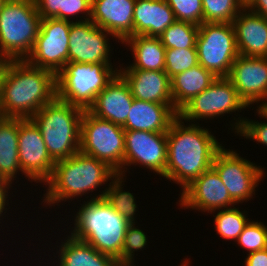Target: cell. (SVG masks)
<instances>
[{
    "instance_id": "1",
    "label": "cell",
    "mask_w": 267,
    "mask_h": 266,
    "mask_svg": "<svg viewBox=\"0 0 267 266\" xmlns=\"http://www.w3.org/2000/svg\"><path fill=\"white\" fill-rule=\"evenodd\" d=\"M223 147L209 128L184 123L177 116L167 131V165L163 178L179 184L181 192L212 167L216 153Z\"/></svg>"
},
{
    "instance_id": "2",
    "label": "cell",
    "mask_w": 267,
    "mask_h": 266,
    "mask_svg": "<svg viewBox=\"0 0 267 266\" xmlns=\"http://www.w3.org/2000/svg\"><path fill=\"white\" fill-rule=\"evenodd\" d=\"M56 97L55 73L26 60H10L0 98V116L30 119Z\"/></svg>"
},
{
    "instance_id": "3",
    "label": "cell",
    "mask_w": 267,
    "mask_h": 266,
    "mask_svg": "<svg viewBox=\"0 0 267 266\" xmlns=\"http://www.w3.org/2000/svg\"><path fill=\"white\" fill-rule=\"evenodd\" d=\"M117 173L106 163L77 152L71 157L55 162L52 176L45 183L46 193L41 200L46 207L67 200L78 199L107 185ZM106 182V183H105Z\"/></svg>"
},
{
    "instance_id": "4",
    "label": "cell",
    "mask_w": 267,
    "mask_h": 266,
    "mask_svg": "<svg viewBox=\"0 0 267 266\" xmlns=\"http://www.w3.org/2000/svg\"><path fill=\"white\" fill-rule=\"evenodd\" d=\"M80 205L70 235L113 257L119 264L122 261L126 229L130 223L104 198L88 199Z\"/></svg>"
},
{
    "instance_id": "5",
    "label": "cell",
    "mask_w": 267,
    "mask_h": 266,
    "mask_svg": "<svg viewBox=\"0 0 267 266\" xmlns=\"http://www.w3.org/2000/svg\"><path fill=\"white\" fill-rule=\"evenodd\" d=\"M83 112V109L56 97L30 118L40 129L54 162L79 152Z\"/></svg>"
},
{
    "instance_id": "6",
    "label": "cell",
    "mask_w": 267,
    "mask_h": 266,
    "mask_svg": "<svg viewBox=\"0 0 267 266\" xmlns=\"http://www.w3.org/2000/svg\"><path fill=\"white\" fill-rule=\"evenodd\" d=\"M41 20L34 0H7L0 11V57L26 60L35 45Z\"/></svg>"
},
{
    "instance_id": "7",
    "label": "cell",
    "mask_w": 267,
    "mask_h": 266,
    "mask_svg": "<svg viewBox=\"0 0 267 266\" xmlns=\"http://www.w3.org/2000/svg\"><path fill=\"white\" fill-rule=\"evenodd\" d=\"M112 65L68 62L56 75L57 98L88 110L97 95L118 73L120 65Z\"/></svg>"
},
{
    "instance_id": "8",
    "label": "cell",
    "mask_w": 267,
    "mask_h": 266,
    "mask_svg": "<svg viewBox=\"0 0 267 266\" xmlns=\"http://www.w3.org/2000/svg\"><path fill=\"white\" fill-rule=\"evenodd\" d=\"M79 151L106 163L121 175L125 154V130L84 110Z\"/></svg>"
},
{
    "instance_id": "9",
    "label": "cell",
    "mask_w": 267,
    "mask_h": 266,
    "mask_svg": "<svg viewBox=\"0 0 267 266\" xmlns=\"http://www.w3.org/2000/svg\"><path fill=\"white\" fill-rule=\"evenodd\" d=\"M198 61L215 77H228L239 55L232 23L203 22L196 39Z\"/></svg>"
},
{
    "instance_id": "10",
    "label": "cell",
    "mask_w": 267,
    "mask_h": 266,
    "mask_svg": "<svg viewBox=\"0 0 267 266\" xmlns=\"http://www.w3.org/2000/svg\"><path fill=\"white\" fill-rule=\"evenodd\" d=\"M247 107L232 82L227 77H218L208 88L187 102L178 111V116L185 123H195L201 119L203 122L223 117L224 114L236 115Z\"/></svg>"
},
{
    "instance_id": "11",
    "label": "cell",
    "mask_w": 267,
    "mask_h": 266,
    "mask_svg": "<svg viewBox=\"0 0 267 266\" xmlns=\"http://www.w3.org/2000/svg\"><path fill=\"white\" fill-rule=\"evenodd\" d=\"M224 146L216 153L212 167L219 174L231 199L239 203L253 200L256 188L265 175V169Z\"/></svg>"
},
{
    "instance_id": "12",
    "label": "cell",
    "mask_w": 267,
    "mask_h": 266,
    "mask_svg": "<svg viewBox=\"0 0 267 266\" xmlns=\"http://www.w3.org/2000/svg\"><path fill=\"white\" fill-rule=\"evenodd\" d=\"M70 27L71 22L66 20L42 19L35 45L26 61L57 75L68 63Z\"/></svg>"
},
{
    "instance_id": "13",
    "label": "cell",
    "mask_w": 267,
    "mask_h": 266,
    "mask_svg": "<svg viewBox=\"0 0 267 266\" xmlns=\"http://www.w3.org/2000/svg\"><path fill=\"white\" fill-rule=\"evenodd\" d=\"M167 155V132L125 131V154L121 175L125 176L131 165H139L163 177Z\"/></svg>"
},
{
    "instance_id": "14",
    "label": "cell",
    "mask_w": 267,
    "mask_h": 266,
    "mask_svg": "<svg viewBox=\"0 0 267 266\" xmlns=\"http://www.w3.org/2000/svg\"><path fill=\"white\" fill-rule=\"evenodd\" d=\"M18 153L25 179L37 184L50 179L55 162L47 152L40 129L31 119L19 118Z\"/></svg>"
},
{
    "instance_id": "15",
    "label": "cell",
    "mask_w": 267,
    "mask_h": 266,
    "mask_svg": "<svg viewBox=\"0 0 267 266\" xmlns=\"http://www.w3.org/2000/svg\"><path fill=\"white\" fill-rule=\"evenodd\" d=\"M108 31L99 28L91 20L71 22L69 32L68 62L112 64Z\"/></svg>"
},
{
    "instance_id": "16",
    "label": "cell",
    "mask_w": 267,
    "mask_h": 266,
    "mask_svg": "<svg viewBox=\"0 0 267 266\" xmlns=\"http://www.w3.org/2000/svg\"><path fill=\"white\" fill-rule=\"evenodd\" d=\"M179 196L178 206L181 209L207 212V215L213 212V216L216 210L237 205L213 167L196 178Z\"/></svg>"
},
{
    "instance_id": "17",
    "label": "cell",
    "mask_w": 267,
    "mask_h": 266,
    "mask_svg": "<svg viewBox=\"0 0 267 266\" xmlns=\"http://www.w3.org/2000/svg\"><path fill=\"white\" fill-rule=\"evenodd\" d=\"M249 107L267 98V57L238 55L227 77Z\"/></svg>"
},
{
    "instance_id": "18",
    "label": "cell",
    "mask_w": 267,
    "mask_h": 266,
    "mask_svg": "<svg viewBox=\"0 0 267 266\" xmlns=\"http://www.w3.org/2000/svg\"><path fill=\"white\" fill-rule=\"evenodd\" d=\"M135 3L136 0H92L90 20L122 44L128 37L133 36Z\"/></svg>"
},
{
    "instance_id": "19",
    "label": "cell",
    "mask_w": 267,
    "mask_h": 266,
    "mask_svg": "<svg viewBox=\"0 0 267 266\" xmlns=\"http://www.w3.org/2000/svg\"><path fill=\"white\" fill-rule=\"evenodd\" d=\"M133 99L128 83L117 73L97 95L88 111L100 119L111 121L123 127Z\"/></svg>"
},
{
    "instance_id": "20",
    "label": "cell",
    "mask_w": 267,
    "mask_h": 266,
    "mask_svg": "<svg viewBox=\"0 0 267 266\" xmlns=\"http://www.w3.org/2000/svg\"><path fill=\"white\" fill-rule=\"evenodd\" d=\"M232 24L239 55L267 57V18L244 7Z\"/></svg>"
},
{
    "instance_id": "21",
    "label": "cell",
    "mask_w": 267,
    "mask_h": 266,
    "mask_svg": "<svg viewBox=\"0 0 267 266\" xmlns=\"http://www.w3.org/2000/svg\"><path fill=\"white\" fill-rule=\"evenodd\" d=\"M128 83L132 96L141 101L173 104L171 78L165 71L118 70Z\"/></svg>"
},
{
    "instance_id": "22",
    "label": "cell",
    "mask_w": 267,
    "mask_h": 266,
    "mask_svg": "<svg viewBox=\"0 0 267 266\" xmlns=\"http://www.w3.org/2000/svg\"><path fill=\"white\" fill-rule=\"evenodd\" d=\"M178 116L173 104L133 99L125 125V131L167 132Z\"/></svg>"
},
{
    "instance_id": "23",
    "label": "cell",
    "mask_w": 267,
    "mask_h": 266,
    "mask_svg": "<svg viewBox=\"0 0 267 266\" xmlns=\"http://www.w3.org/2000/svg\"><path fill=\"white\" fill-rule=\"evenodd\" d=\"M176 21L165 0H136L133 14V35L159 37Z\"/></svg>"
},
{
    "instance_id": "24",
    "label": "cell",
    "mask_w": 267,
    "mask_h": 266,
    "mask_svg": "<svg viewBox=\"0 0 267 266\" xmlns=\"http://www.w3.org/2000/svg\"><path fill=\"white\" fill-rule=\"evenodd\" d=\"M132 50L134 58L132 64L123 67V63L118 70H147L164 71L166 48L162 45L159 37L133 35L128 37L122 45Z\"/></svg>"
},
{
    "instance_id": "25",
    "label": "cell",
    "mask_w": 267,
    "mask_h": 266,
    "mask_svg": "<svg viewBox=\"0 0 267 266\" xmlns=\"http://www.w3.org/2000/svg\"><path fill=\"white\" fill-rule=\"evenodd\" d=\"M64 242L57 247L55 258L58 257L56 266H119L118 262L111 256L103 254L84 241L66 235ZM58 251V252H57Z\"/></svg>"
},
{
    "instance_id": "26",
    "label": "cell",
    "mask_w": 267,
    "mask_h": 266,
    "mask_svg": "<svg viewBox=\"0 0 267 266\" xmlns=\"http://www.w3.org/2000/svg\"><path fill=\"white\" fill-rule=\"evenodd\" d=\"M216 78L200 64L173 76L171 95L175 110L178 112L187 102L208 88Z\"/></svg>"
},
{
    "instance_id": "27",
    "label": "cell",
    "mask_w": 267,
    "mask_h": 266,
    "mask_svg": "<svg viewBox=\"0 0 267 266\" xmlns=\"http://www.w3.org/2000/svg\"><path fill=\"white\" fill-rule=\"evenodd\" d=\"M18 133L19 118L0 116V178L11 183L19 172L24 175L19 162Z\"/></svg>"
},
{
    "instance_id": "28",
    "label": "cell",
    "mask_w": 267,
    "mask_h": 266,
    "mask_svg": "<svg viewBox=\"0 0 267 266\" xmlns=\"http://www.w3.org/2000/svg\"><path fill=\"white\" fill-rule=\"evenodd\" d=\"M127 176L117 174L108 184V187L103 188L104 190L99 191L100 194H95L90 200L104 198L111 207L117 211L122 217H124L129 223H135L136 213L138 211V205L134 194L124 190V179ZM123 186V187H122ZM124 190V191H123Z\"/></svg>"
},
{
    "instance_id": "29",
    "label": "cell",
    "mask_w": 267,
    "mask_h": 266,
    "mask_svg": "<svg viewBox=\"0 0 267 266\" xmlns=\"http://www.w3.org/2000/svg\"><path fill=\"white\" fill-rule=\"evenodd\" d=\"M214 217L216 234L222 239L237 241L239 235L243 232L244 227L250 219L247 216V211L237 207L224 208L216 210Z\"/></svg>"
},
{
    "instance_id": "30",
    "label": "cell",
    "mask_w": 267,
    "mask_h": 266,
    "mask_svg": "<svg viewBox=\"0 0 267 266\" xmlns=\"http://www.w3.org/2000/svg\"><path fill=\"white\" fill-rule=\"evenodd\" d=\"M198 30L199 26L195 24L176 20L164 30L159 39L166 49L196 48Z\"/></svg>"
},
{
    "instance_id": "31",
    "label": "cell",
    "mask_w": 267,
    "mask_h": 266,
    "mask_svg": "<svg viewBox=\"0 0 267 266\" xmlns=\"http://www.w3.org/2000/svg\"><path fill=\"white\" fill-rule=\"evenodd\" d=\"M203 22L232 23L245 7V0H202Z\"/></svg>"
},
{
    "instance_id": "32",
    "label": "cell",
    "mask_w": 267,
    "mask_h": 266,
    "mask_svg": "<svg viewBox=\"0 0 267 266\" xmlns=\"http://www.w3.org/2000/svg\"><path fill=\"white\" fill-rule=\"evenodd\" d=\"M198 64L197 48L166 49L164 71L170 78Z\"/></svg>"
},
{
    "instance_id": "33",
    "label": "cell",
    "mask_w": 267,
    "mask_h": 266,
    "mask_svg": "<svg viewBox=\"0 0 267 266\" xmlns=\"http://www.w3.org/2000/svg\"><path fill=\"white\" fill-rule=\"evenodd\" d=\"M136 223H130L127 226L123 248H122V261L118 264L119 266H135L134 252H140L139 250L145 249L148 241L147 234L136 226Z\"/></svg>"
},
{
    "instance_id": "34",
    "label": "cell",
    "mask_w": 267,
    "mask_h": 266,
    "mask_svg": "<svg viewBox=\"0 0 267 266\" xmlns=\"http://www.w3.org/2000/svg\"><path fill=\"white\" fill-rule=\"evenodd\" d=\"M236 243L247 250L248 254L267 248V226L261 221L250 220Z\"/></svg>"
},
{
    "instance_id": "35",
    "label": "cell",
    "mask_w": 267,
    "mask_h": 266,
    "mask_svg": "<svg viewBox=\"0 0 267 266\" xmlns=\"http://www.w3.org/2000/svg\"><path fill=\"white\" fill-rule=\"evenodd\" d=\"M235 120L230 123L234 134L238 136L244 137L248 140H255L258 143L263 144L267 147V122L258 120H250L249 118H242L241 116L236 118L233 116ZM234 122V123H233Z\"/></svg>"
},
{
    "instance_id": "36",
    "label": "cell",
    "mask_w": 267,
    "mask_h": 266,
    "mask_svg": "<svg viewBox=\"0 0 267 266\" xmlns=\"http://www.w3.org/2000/svg\"><path fill=\"white\" fill-rule=\"evenodd\" d=\"M176 20L200 26L203 23L202 0H165Z\"/></svg>"
},
{
    "instance_id": "37",
    "label": "cell",
    "mask_w": 267,
    "mask_h": 266,
    "mask_svg": "<svg viewBox=\"0 0 267 266\" xmlns=\"http://www.w3.org/2000/svg\"><path fill=\"white\" fill-rule=\"evenodd\" d=\"M91 7H92V0H65L64 20L69 21V22L88 21L91 19ZM72 17L74 19L76 17L77 18L76 21H74Z\"/></svg>"
},
{
    "instance_id": "38",
    "label": "cell",
    "mask_w": 267,
    "mask_h": 266,
    "mask_svg": "<svg viewBox=\"0 0 267 266\" xmlns=\"http://www.w3.org/2000/svg\"><path fill=\"white\" fill-rule=\"evenodd\" d=\"M42 19L56 18L64 20L65 0H34Z\"/></svg>"
},
{
    "instance_id": "39",
    "label": "cell",
    "mask_w": 267,
    "mask_h": 266,
    "mask_svg": "<svg viewBox=\"0 0 267 266\" xmlns=\"http://www.w3.org/2000/svg\"><path fill=\"white\" fill-rule=\"evenodd\" d=\"M12 186V183L4 178H0V220L6 216H3L7 213V207H9V190ZM8 198V199H7ZM5 211V212H4ZM4 212V213H3ZM3 213V214H2ZM2 217V218H1Z\"/></svg>"
},
{
    "instance_id": "40",
    "label": "cell",
    "mask_w": 267,
    "mask_h": 266,
    "mask_svg": "<svg viewBox=\"0 0 267 266\" xmlns=\"http://www.w3.org/2000/svg\"><path fill=\"white\" fill-rule=\"evenodd\" d=\"M245 266H267V248L247 254Z\"/></svg>"
},
{
    "instance_id": "41",
    "label": "cell",
    "mask_w": 267,
    "mask_h": 266,
    "mask_svg": "<svg viewBox=\"0 0 267 266\" xmlns=\"http://www.w3.org/2000/svg\"><path fill=\"white\" fill-rule=\"evenodd\" d=\"M245 7L249 11L267 18V0H245Z\"/></svg>"
},
{
    "instance_id": "42",
    "label": "cell",
    "mask_w": 267,
    "mask_h": 266,
    "mask_svg": "<svg viewBox=\"0 0 267 266\" xmlns=\"http://www.w3.org/2000/svg\"><path fill=\"white\" fill-rule=\"evenodd\" d=\"M9 63H10L9 59L0 57V98Z\"/></svg>"
},
{
    "instance_id": "43",
    "label": "cell",
    "mask_w": 267,
    "mask_h": 266,
    "mask_svg": "<svg viewBox=\"0 0 267 266\" xmlns=\"http://www.w3.org/2000/svg\"><path fill=\"white\" fill-rule=\"evenodd\" d=\"M256 108L257 109L255 110L257 112H255V114L257 113V115L260 118L267 120V98L261 104H259V106H257Z\"/></svg>"
},
{
    "instance_id": "44",
    "label": "cell",
    "mask_w": 267,
    "mask_h": 266,
    "mask_svg": "<svg viewBox=\"0 0 267 266\" xmlns=\"http://www.w3.org/2000/svg\"><path fill=\"white\" fill-rule=\"evenodd\" d=\"M188 260H190V258L189 259L185 258L180 266H189L191 264V262Z\"/></svg>"
},
{
    "instance_id": "45",
    "label": "cell",
    "mask_w": 267,
    "mask_h": 266,
    "mask_svg": "<svg viewBox=\"0 0 267 266\" xmlns=\"http://www.w3.org/2000/svg\"><path fill=\"white\" fill-rule=\"evenodd\" d=\"M7 0H0V11L3 8V5L6 3Z\"/></svg>"
}]
</instances>
